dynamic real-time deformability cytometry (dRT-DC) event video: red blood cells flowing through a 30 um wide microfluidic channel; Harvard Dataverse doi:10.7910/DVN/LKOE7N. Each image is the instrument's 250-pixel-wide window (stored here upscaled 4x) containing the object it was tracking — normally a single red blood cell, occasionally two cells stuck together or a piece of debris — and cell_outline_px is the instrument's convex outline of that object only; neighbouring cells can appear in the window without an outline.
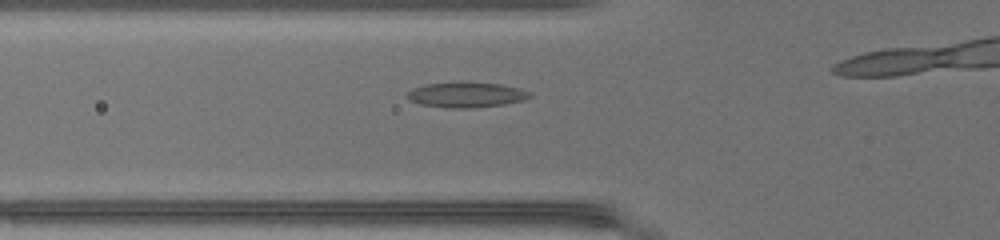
{"species": "common noctule bat (a hibernating species)", "species_latin": "Nyctalus noctula", "temperature_condition": "warm", "stored_images_in_passage": 24, "segment_of_instrument_passage": [1, 2], "camera_frame_rate_fps": 3000, "um_per_image_px": 0.085, "animal": {"sex": "female", "body_mass_g": 17.0, "forearm_length_mm": 48.0}, "frame": {"image": 1, "passage_image": 2, "time_ms": 0.333, "image_size_px": [1000, 240], "cell_outline_px": [[532, 96], [524, 100], [504, 104], [468, 108], [448, 108], [420, 104], [408, 100], [404, 96], [412, 88], [424, 84], [500, 84], [520, 88], [532, 92]], "centroid_in_image_um": [39.62, 8.09], "position_along_channel_um": 86.2, "area_um2": 17.57}}
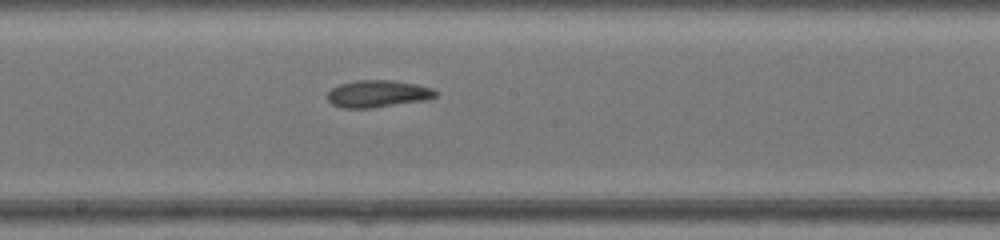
{"frame": {"image": 2, "passage_image": 11, "time_ms": 3.333, "image_size_px": [1000, 240], "cell_outline_px": [[436, 96], [424, 100], [372, 108], [344, 108], [332, 104], [328, 100], [328, 92], [332, 88], [340, 84], [356, 80], [388, 80], [416, 84], [432, 88], [436, 92]], "centroid_in_image_um": [32.08, 7.97], "position_along_channel_um": 216.1, "area_um2": 16.88}}
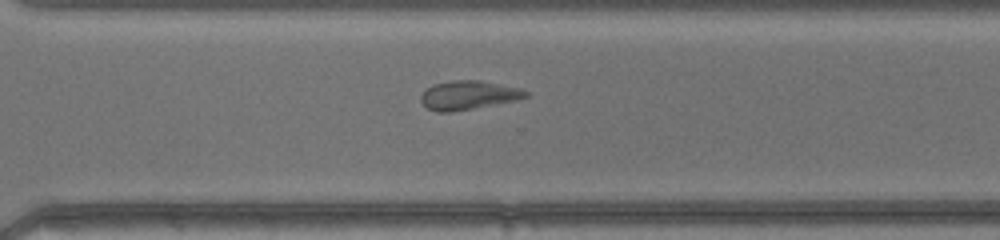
{"frame": {"image": 3, "passage_image": 19, "time_ms": 6.0, "image_size_px": [1000, 240], "cell_outline_px": [[528, 96], [516, 100], [472, 108], [448, 112], [436, 112], [428, 108], [420, 100], [420, 96], [432, 84], [452, 80], [476, 80], [520, 88], [528, 92]], "centroid_in_image_um": [39.78, 8.08], "position_along_channel_um": 330.8, "area_um2": 17.28}}